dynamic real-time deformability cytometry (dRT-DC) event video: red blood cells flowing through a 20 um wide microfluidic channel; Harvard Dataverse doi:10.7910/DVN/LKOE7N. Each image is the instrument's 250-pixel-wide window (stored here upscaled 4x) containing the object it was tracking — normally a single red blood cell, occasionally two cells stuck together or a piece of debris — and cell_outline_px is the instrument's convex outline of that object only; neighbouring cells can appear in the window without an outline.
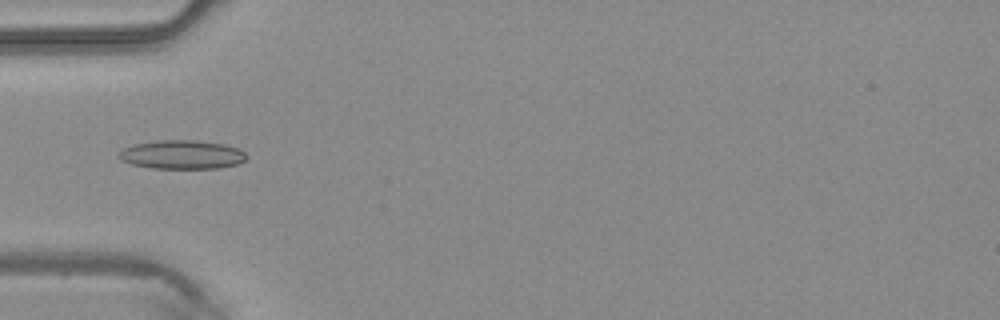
{"species": "common noctule bat (a hibernating species)", "species_latin": "Nyctalus noctula", "temperature_condition": "warm", "stored_images_in_passage": 5, "camera_frame_rate_fps": 3000, "um_per_image_px": 0.085, "animal": {"sex": "male", "body_mass_g": 20.4}, "frame": {"image": 1, "passage_image": 5, "time_ms": 1.333, "image_size_px": [1000, 320], "cell_outline_px": [[248, 156], [240, 164], [220, 168], [152, 168], [132, 164], [120, 160], [116, 156], [116, 152], [124, 148], [136, 144], [160, 140], [196, 140], [224, 144], [240, 148]], "centroid_in_image_um": [15.48, 13.14], "position_along_channel_um": 69.5, "area_um2": 21.62}}